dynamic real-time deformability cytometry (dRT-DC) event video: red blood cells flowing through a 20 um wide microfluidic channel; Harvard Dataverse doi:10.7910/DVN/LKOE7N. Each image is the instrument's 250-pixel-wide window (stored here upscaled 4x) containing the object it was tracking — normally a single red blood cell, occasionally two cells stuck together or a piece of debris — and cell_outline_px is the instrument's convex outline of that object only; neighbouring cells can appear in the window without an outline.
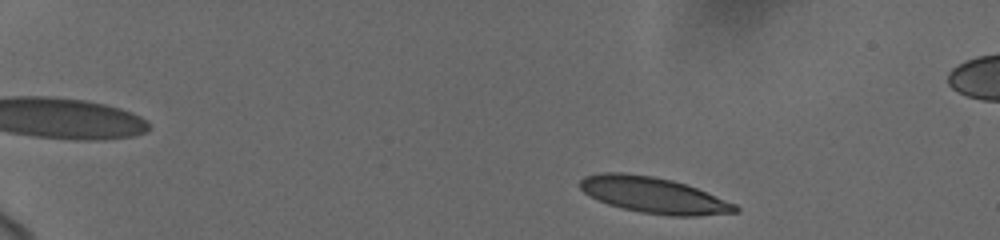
{"species": "human", "species_latin": "Homo sapiens", "temperature_condition": "cold", "stored_images_in_passage": 13, "camera_frame_rate_fps": 3000, "um_per_image_px": 0.085, "donor": {"sex": "female"}, "frame": {"image": 1, "passage_image": 4, "time_ms": 0.667, "image_size_px": [1000, 240], "cell_outline_px": [[740, 212], [700, 216], [672, 216], [640, 212], [608, 204], [588, 196], [580, 188], [580, 180], [584, 176], [604, 172], [620, 172], [652, 176], [672, 180], [696, 188], [736, 204], [740, 208]], "centroid_in_image_um": [55.56, 16.59], "position_along_channel_um": 29.4, "area_um2": 32.48}}